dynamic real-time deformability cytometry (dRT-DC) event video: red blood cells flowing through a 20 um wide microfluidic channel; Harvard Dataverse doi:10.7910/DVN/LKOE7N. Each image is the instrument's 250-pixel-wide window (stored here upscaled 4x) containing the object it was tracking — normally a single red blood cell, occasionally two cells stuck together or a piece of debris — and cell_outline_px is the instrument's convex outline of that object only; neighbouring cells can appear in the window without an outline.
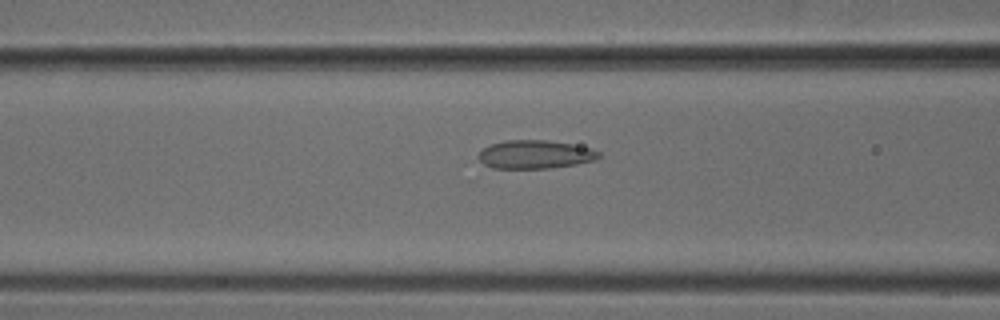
{"species": "common noctule bat (a hibernating species)", "species_latin": "Nyctalus noctula", "temperature_condition": "cold", "stored_images_in_passage": 50, "camera_frame_rate_fps": 3000, "um_per_image_px": 0.085, "animal": {"sex": "male", "body_mass_g": 18.8}, "frame": {"image": 1, "passage_image": 20, "time_ms": 6.333, "image_size_px": [1000, 320], "cell_outline_px": [[600, 156], [596, 160], [576, 164], [548, 168], [492, 168], [484, 164], [476, 156], [488, 144], [504, 140], [548, 140], [572, 144], [592, 148], [600, 152]], "centroid_in_image_um": [45.47, 13.12], "position_along_channel_um": 121.1, "area_um2": 20.06}}
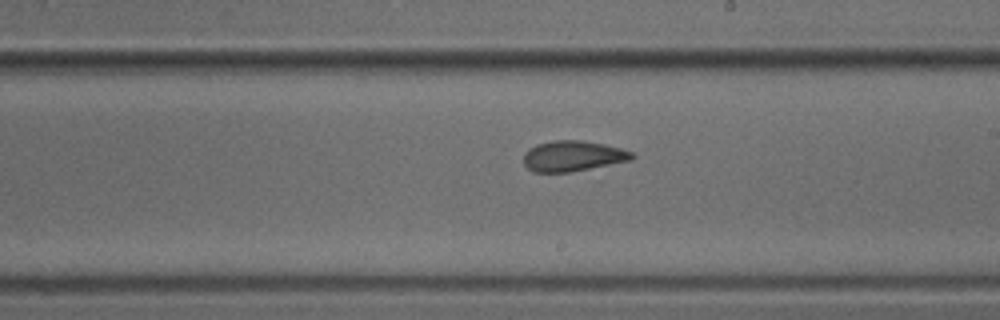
{"frame": {"image": 2, "passage_image": 29, "time_ms": 9.333, "image_size_px": [1000, 320], "cell_outline_px": [[636, 156], [632, 160], [568, 172], [532, 172], [524, 164], [524, 152], [528, 148], [536, 144], [552, 140], [580, 140], [604, 144], [620, 148], [632, 152]], "centroid_in_image_um": [48.67, 13.25], "position_along_channel_um": 240.3, "area_um2": 19.31}}
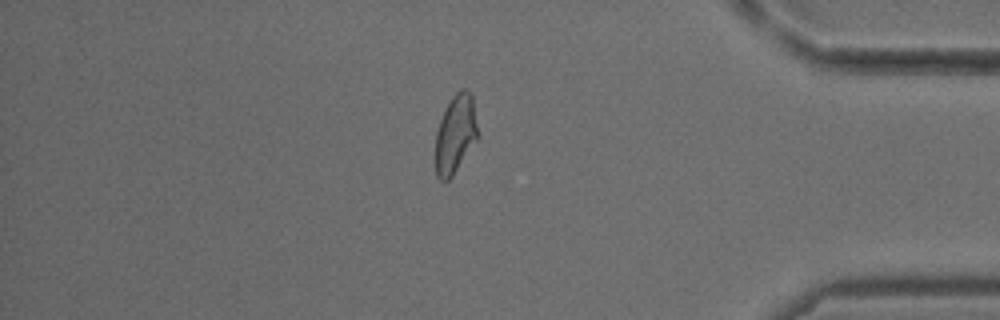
{"frame": {"image": 3, "passage_image": 43, "time_ms": 14.0, "image_size_px": [1000, 320], "cell_outline_px": [[480, 136], [452, 176], [444, 184], [436, 176], [436, 132], [440, 120], [452, 96], [460, 88], [468, 88], [472, 96]], "centroid_in_image_um": [38.74, 11.4], "position_along_channel_um": 396.5, "area_um2": 19.59}}